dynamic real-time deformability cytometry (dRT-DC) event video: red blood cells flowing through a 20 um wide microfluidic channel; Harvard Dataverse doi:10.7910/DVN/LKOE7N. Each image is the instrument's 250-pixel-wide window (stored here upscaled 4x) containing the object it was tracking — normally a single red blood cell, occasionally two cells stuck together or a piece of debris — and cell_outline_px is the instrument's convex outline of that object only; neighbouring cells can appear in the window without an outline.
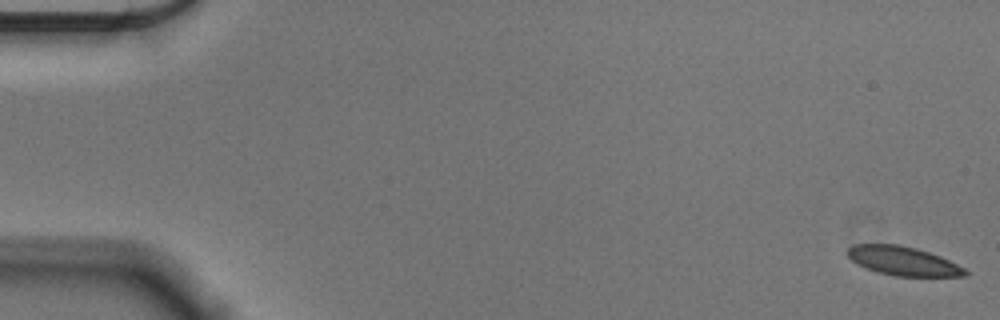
{"species": "Egyptian fruit bat (a non-hibernating species)", "species_latin": "Rousettus aegyptiacus", "temperature_condition": "cold", "stored_images_in_passage": 56, "camera_frame_rate_fps": 3000, "um_per_image_px": 0.085, "animal": {"sex": "male"}, "frame": {"image": 1, "passage_image": 1, "time_ms": 0.0, "image_size_px": [1000, 320], "cell_outline_px": [[968, 276], [896, 276], [876, 272], [856, 264], [848, 256], [848, 248], [856, 244], [900, 244], [916, 248], [940, 256], [964, 268], [968, 272]], "centroid_in_image_um": [76.75, 22.18], "position_along_channel_um": 8.2, "area_um2": 19.77}}
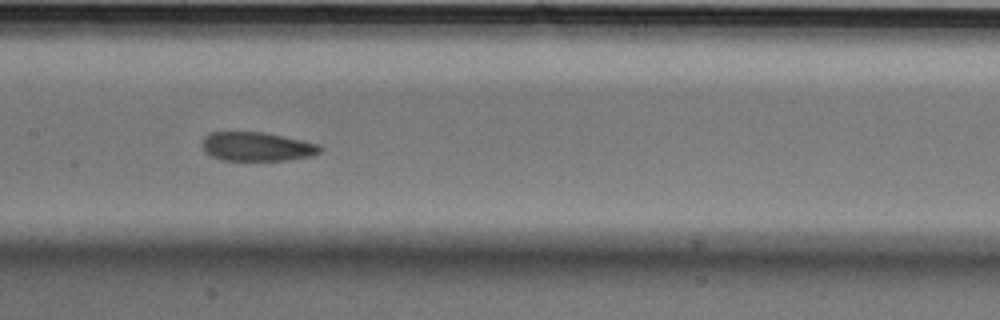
{"frame": {"image": 2, "passage_image": 28, "time_ms": 9.0, "image_size_px": [1000, 320], "cell_outline_px": [[324, 148], [320, 152], [312, 156], [288, 160], [220, 160], [204, 152], [200, 144], [204, 136], [208, 132], [264, 132], [304, 140], [320, 144]], "centroid_in_image_um": [21.83, 12.45], "position_along_channel_um": 185.6, "area_um2": 20.29}}
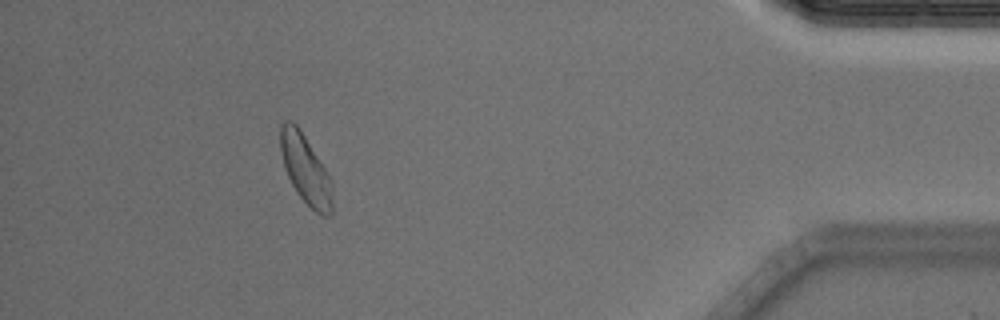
{"frame": {"image": 3, "passage_image": 51, "time_ms": 16.667, "image_size_px": [1000, 320], "cell_outline_px": [[332, 212], [328, 216], [320, 216], [300, 196], [292, 184], [284, 168], [280, 152], [280, 124], [284, 120], [292, 120], [300, 128], [332, 180]], "centroid_in_image_um": [25.96, 14.36], "position_along_channel_um": 409.2, "area_um2": 20.98}, "authors_computed_cell_mechanics": {"area_um2": 20.808, "velocity_mm_per_s": 3.5851, "shape_relaxation_time_tau1_ms": 4.238, "shape_relaxation_time_tau2_ms": 3.809, "deformation_change_tau1": 0.093, "deformation_change_tau2": 0.0695}}